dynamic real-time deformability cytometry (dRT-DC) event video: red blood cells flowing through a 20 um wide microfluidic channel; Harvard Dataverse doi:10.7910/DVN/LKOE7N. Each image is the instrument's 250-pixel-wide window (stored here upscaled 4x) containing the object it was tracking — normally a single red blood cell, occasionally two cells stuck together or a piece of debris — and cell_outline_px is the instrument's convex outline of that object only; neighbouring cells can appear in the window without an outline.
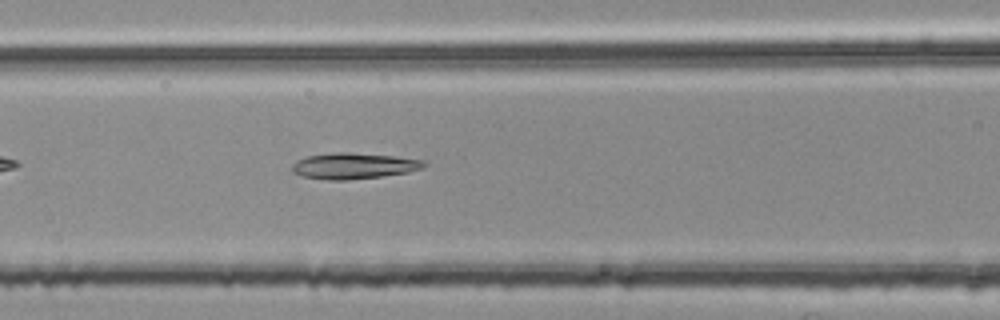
{"species": "common noctule bat (a hibernating species)", "species_latin": "Nyctalus noctula", "temperature_condition": "room temperature", "stored_images_in_passage": 33, "camera_frame_rate_fps": 3000, "um_per_image_px": 0.085, "animal": {"sex": "female", "body_mass_g": 25.1}, "frame": {"image": 1, "passage_image": 8, "time_ms": 2.333, "image_size_px": [1000, 320], "cell_outline_px": [[428, 164], [424, 168], [408, 172], [384, 176], [348, 180], [328, 180], [304, 176], [292, 172], [292, 164], [296, 160], [304, 156], [332, 152], [348, 152], [396, 156], [424, 160]], "centroid_in_image_um": [30.08, 14.09], "position_along_channel_um": 136.5, "area_um2": 20.29}}
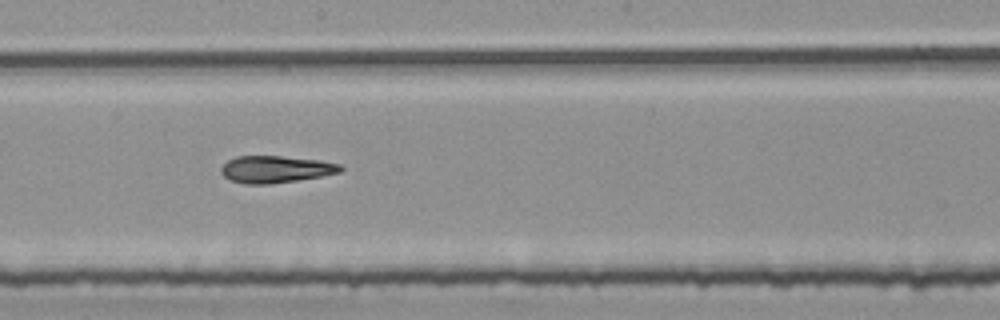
{"frame": {"image": 2, "passage_image": 15, "time_ms": 4.667, "image_size_px": [1000, 320], "cell_outline_px": [[344, 168], [340, 172], [320, 176], [296, 180], [268, 184], [244, 184], [228, 180], [220, 172], [220, 168], [228, 160], [236, 156], [280, 156], [320, 160], [340, 164]], "centroid_in_image_um": [23.39, 14.39], "position_along_channel_um": 224.8, "area_um2": 18.79}}
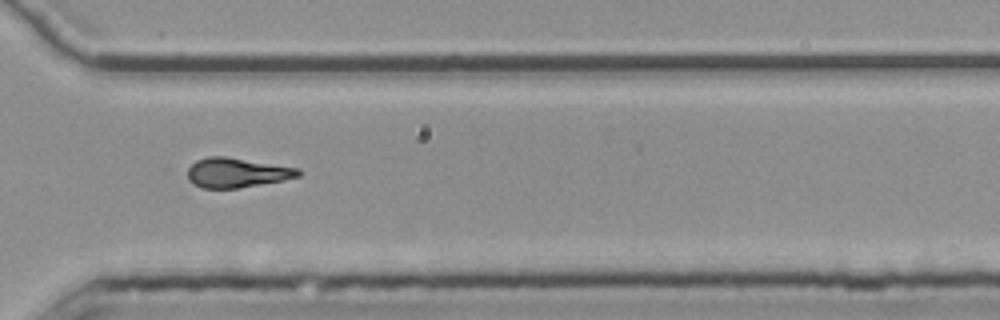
{"frame": {"image": 3, "passage_image": 25, "time_ms": 8.0, "image_size_px": [1000, 320], "cell_outline_px": [[304, 172], [300, 176], [284, 180], [236, 188], [200, 188], [188, 180], [188, 168], [196, 160], [208, 156], [224, 156], [300, 168]], "centroid_in_image_um": [20.15, 14.67], "position_along_channel_um": 350.5, "area_um2": 19.19}, "authors_computed_cell_mechanics": {"area_um2": 18.9584, "velocity_mm_per_s": 3.7818, "shape_relaxation_time_tau1_ms": null, "shape_relaxation_time_tau2_ms": 5.5939, "deformation_change_tau1": null, "deformation_change_tau2": 0.1581}}